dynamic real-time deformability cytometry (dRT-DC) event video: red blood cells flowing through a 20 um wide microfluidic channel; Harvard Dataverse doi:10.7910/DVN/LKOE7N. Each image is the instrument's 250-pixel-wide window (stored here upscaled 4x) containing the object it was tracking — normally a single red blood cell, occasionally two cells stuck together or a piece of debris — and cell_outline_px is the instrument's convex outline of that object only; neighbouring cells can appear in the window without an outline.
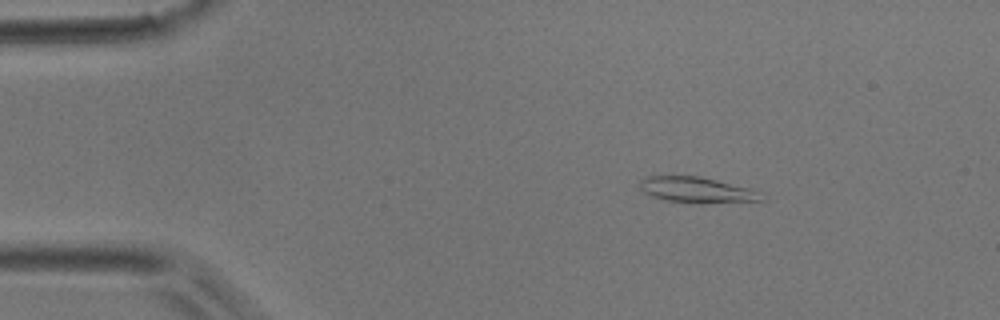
{"species": "common noctule bat (a hibernating species)", "species_latin": "Nyctalus noctula", "temperature_condition": "room temperature", "stored_images_in_passage": 38, "camera_frame_rate_fps": 3000, "um_per_image_px": 0.085, "animal": {"sex": "male", "body_mass_g": 17.9}, "frame": {"image": 1, "passage_image": 1, "time_ms": 0.0, "image_size_px": [1000, 320], "cell_outline_px": [[764, 200], [704, 204], [668, 200], [652, 196], [644, 192], [640, 184], [640, 180], [648, 176], [700, 176], [748, 188], [760, 192]], "centroid_in_image_um": [59.25, 16.15], "position_along_channel_um": 25.8, "area_um2": 17.98}}
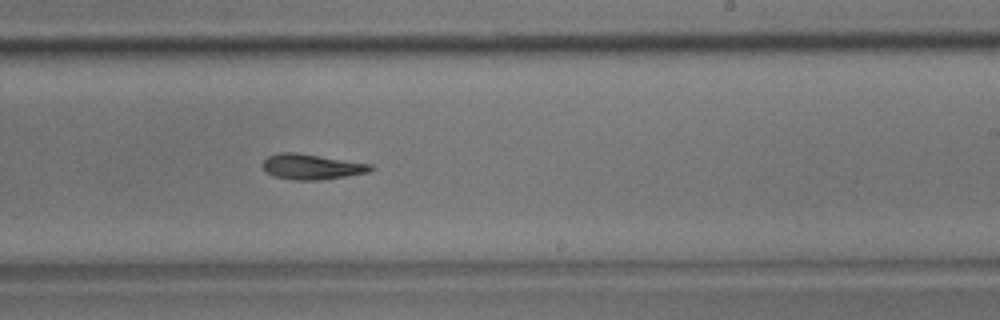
{"frame": {"image": 2, "passage_image": 21, "time_ms": 6.667, "image_size_px": [1000, 320], "cell_outline_px": [[376, 168], [368, 172], [320, 180], [292, 180], [272, 176], [264, 172], [260, 164], [268, 156], [280, 152], [292, 152], [372, 164]], "centroid_in_image_um": [26.42, 14.18], "position_along_channel_um": 262.6, "area_um2": 16.01}}
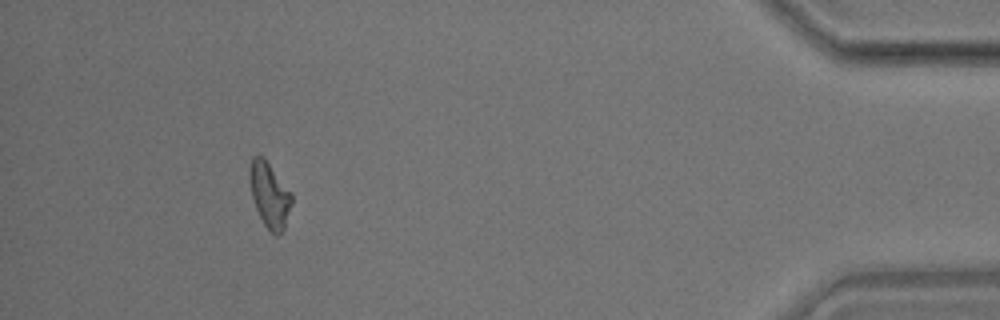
{"frame": {"image": 3, "passage_image": 35, "time_ms": 11.333, "image_size_px": [1000, 320], "cell_outline_px": [[292, 204], [284, 228], [276, 236], [264, 224], [256, 208], [252, 196], [248, 176], [248, 172], [252, 156], [264, 156], [292, 192]], "centroid_in_image_um": [22.91, 16.51], "position_along_channel_um": 412.3, "area_um2": 16.07}}